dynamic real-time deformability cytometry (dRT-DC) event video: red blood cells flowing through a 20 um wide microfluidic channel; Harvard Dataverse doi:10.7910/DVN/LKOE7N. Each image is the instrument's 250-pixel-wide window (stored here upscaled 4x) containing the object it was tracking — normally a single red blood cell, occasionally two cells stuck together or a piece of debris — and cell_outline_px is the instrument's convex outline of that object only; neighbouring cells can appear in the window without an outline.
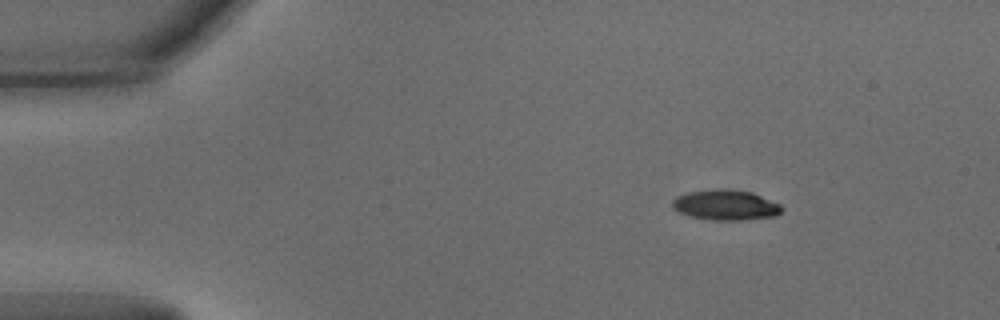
{"species": "common noctule bat (a hibernating species)", "species_latin": "Nyctalus noctula", "temperature_condition": "warm", "stored_images_in_passage": 47, "camera_frame_rate_fps": 3000, "um_per_image_px": 0.085, "animal": {"sex": "male", "body_mass_g": 15.6}, "frame": {"image": 1, "passage_image": 1, "time_ms": 0.0, "image_size_px": [1000, 320], "cell_outline_px": [[784, 208], [776, 216], [740, 220], [712, 220], [688, 216], [672, 208], [672, 200], [676, 196], [688, 192], [720, 188], [728, 188], [752, 192], [780, 204]], "centroid_in_image_um": [61.67, 17.42], "position_along_channel_um": 23.3, "area_um2": 19.48}}
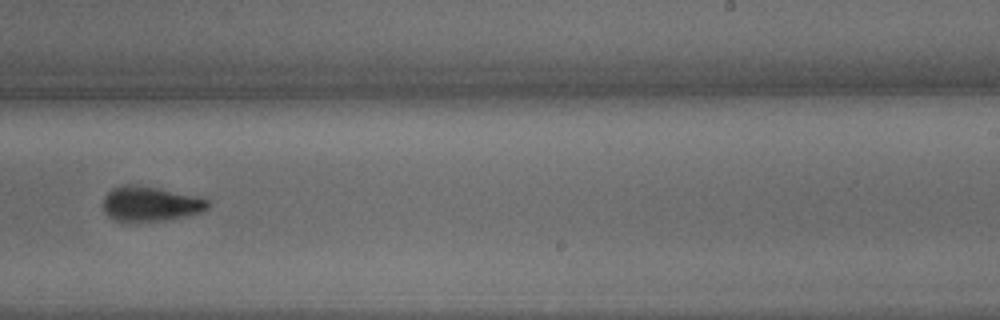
{"frame": {"image": 2, "passage_image": 27, "time_ms": 8.667, "image_size_px": [1000, 320], "cell_outline_px": [[208, 208], [200, 212], [184, 216], [164, 220], [136, 224], [124, 224], [112, 220], [104, 212], [104, 196], [112, 188], [124, 184], [128, 184], [156, 188], [196, 196], [208, 200]], "centroid_in_image_um": [12.69, 17.38], "position_along_channel_um": 276.3, "area_um2": 21.62}}
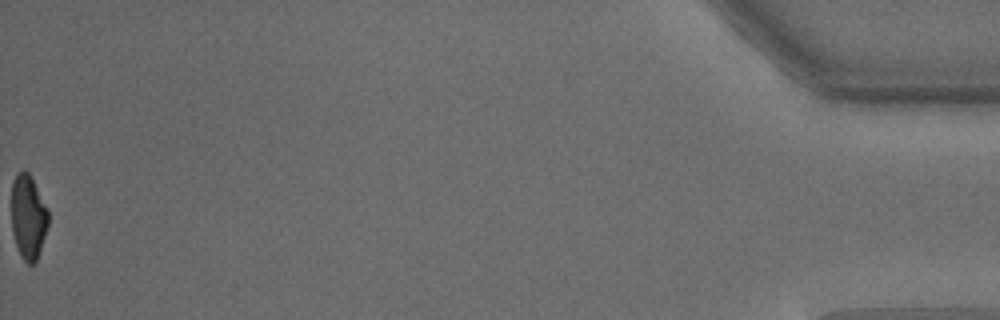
{"frame": {"image": 3, "passage_image": 47, "time_ms": 15.333, "image_size_px": [1000, 320], "cell_outline_px": [[48, 224], [36, 260], [32, 264], [28, 264], [20, 256], [12, 232], [12, 180], [16, 172], [24, 168], [32, 176], [48, 208]], "centroid_in_image_um": [2.39, 18.36], "position_along_channel_um": 432.8, "area_um2": 18.26}, "authors_computed_cell_mechanics": {"area_um2": 20.519, "velocity_mm_per_s": 3.8252, "shape_relaxation_time_tau1_ms": 3.1795, "shape_relaxation_time_tau2_ms": 3.166, "deformation_change_tau1": 0.1461, "deformation_change_tau2": 0.094}}